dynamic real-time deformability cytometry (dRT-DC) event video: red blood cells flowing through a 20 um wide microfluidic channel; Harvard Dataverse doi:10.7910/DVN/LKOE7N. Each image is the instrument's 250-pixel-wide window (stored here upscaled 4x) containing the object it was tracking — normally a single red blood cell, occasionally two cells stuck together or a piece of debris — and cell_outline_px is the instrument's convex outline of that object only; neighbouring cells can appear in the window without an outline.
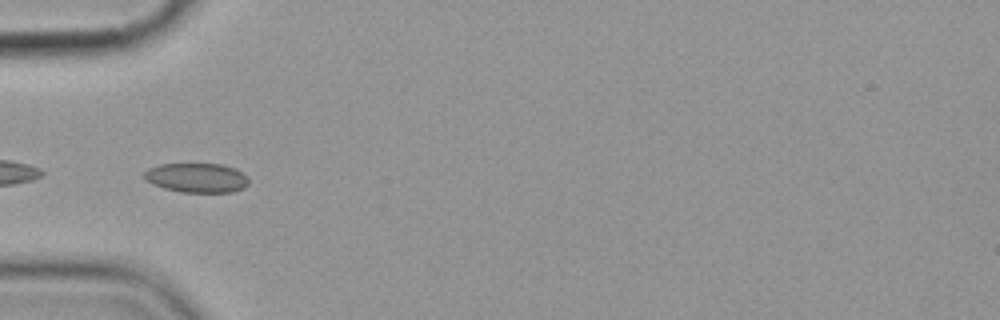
{"species": "common noctule bat (a hibernating species)", "species_latin": "Nyctalus noctula", "temperature_condition": "cold", "stored_images_in_passage": 5, "camera_frame_rate_fps": 3000, "um_per_image_px": 0.085, "animal": {"sex": "female", "body_mass_g": 19.9}, "frame": {"image": 1, "passage_image": 4, "time_ms": 3.333, "image_size_px": [1000, 320], "cell_outline_px": [[248, 184], [244, 188], [232, 192], [180, 192], [164, 188], [152, 184], [144, 180], [140, 176], [148, 168], [160, 164], [224, 164], [236, 168], [248, 176]], "centroid_in_image_um": [16.7, 15.11], "position_along_channel_um": 68.3, "area_um2": 18.26}}